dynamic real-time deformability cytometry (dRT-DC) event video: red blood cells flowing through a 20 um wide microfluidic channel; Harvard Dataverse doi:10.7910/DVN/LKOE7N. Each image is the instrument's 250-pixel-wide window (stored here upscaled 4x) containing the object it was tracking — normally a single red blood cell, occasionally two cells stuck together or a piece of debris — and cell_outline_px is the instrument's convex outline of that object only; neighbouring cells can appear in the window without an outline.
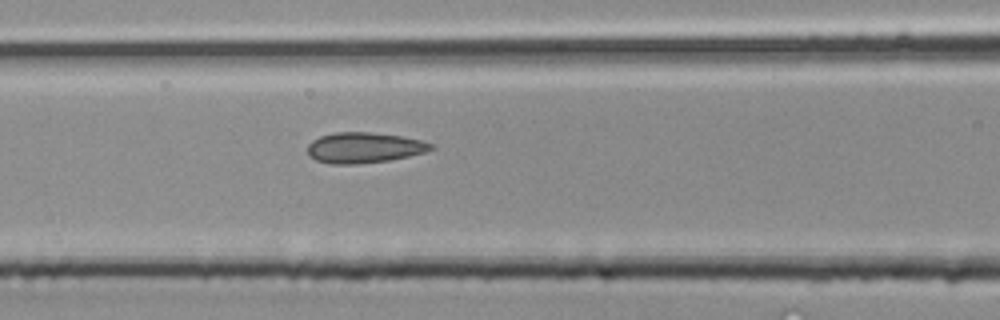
{"species": "common noctule bat (a hibernating species)", "species_latin": "Nyctalus noctula", "temperature_condition": "room temperature", "stored_images_in_passage": 5, "segment_of_instrument_passage": [1, 2], "camera_frame_rate_fps": 3000, "um_per_image_px": 0.085, "animal": {"sex": "male", "body_mass_g": 20.4}, "frame": {"image": 1, "passage_image": 4, "time_ms": 1.0, "image_size_px": [1000, 320], "cell_outline_px": [[436, 148], [424, 152], [408, 156], [388, 160], [356, 164], [332, 164], [316, 160], [308, 156], [308, 144], [312, 140], [320, 136], [336, 132], [368, 132], [400, 136], [420, 140], [436, 144]], "centroid_in_image_um": [30.94, 12.55], "position_along_channel_um": 135.7, "area_um2": 21.96}}